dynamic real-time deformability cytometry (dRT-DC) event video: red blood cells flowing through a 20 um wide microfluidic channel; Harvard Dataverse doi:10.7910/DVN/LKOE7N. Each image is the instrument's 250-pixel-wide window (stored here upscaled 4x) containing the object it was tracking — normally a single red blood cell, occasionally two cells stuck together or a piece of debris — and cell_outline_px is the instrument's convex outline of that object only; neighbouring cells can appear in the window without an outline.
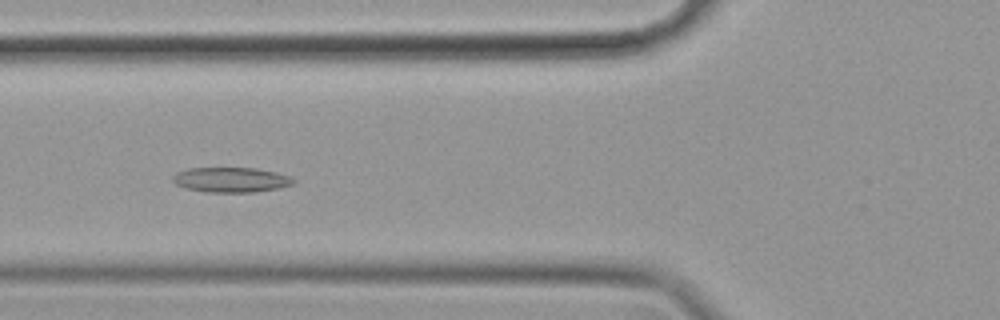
{"species": "common noctule bat (a hibernating species)", "species_latin": "Nyctalus noctula", "temperature_condition": "cold", "stored_images_in_passage": 51, "camera_frame_rate_fps": 3000, "um_per_image_px": 0.085, "animal": {"sex": "female", "body_mass_g": 19.9}, "frame": {"image": 1, "passage_image": 15, "time_ms": 4.667, "image_size_px": [1000, 320], "cell_outline_px": [[296, 180], [292, 184], [280, 188], [256, 192], [204, 192], [184, 188], [176, 184], [172, 180], [172, 176], [176, 172], [188, 168], [256, 168], [276, 172], [288, 176]], "centroid_in_image_um": [19.61, 15.28], "position_along_channel_um": 106.2, "area_um2": 17.69}}
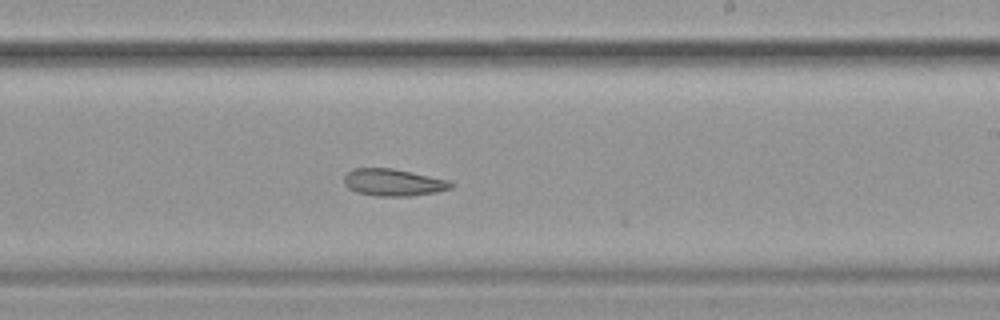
{"frame": {"image": 2, "passage_image": 28, "time_ms": 9.0, "image_size_px": [1000, 320], "cell_outline_px": [[452, 188], [436, 192], [412, 196], [376, 196], [356, 192], [348, 188], [344, 184], [344, 176], [352, 168], [392, 168], [448, 180], [452, 184]], "centroid_in_image_um": [33.39, 15.51], "position_along_channel_um": 255.6, "area_um2": 16.82}}
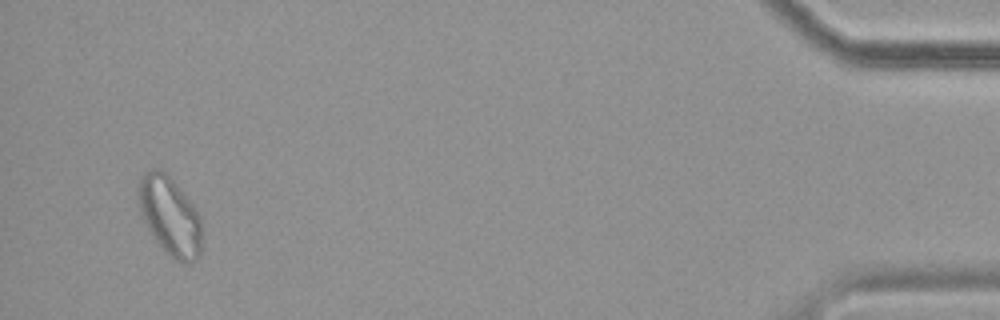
{"frame": {"image": 3, "passage_image": 49, "time_ms": 16.0, "image_size_px": [1000, 320], "cell_outline_px": [[200, 256], [196, 260], [188, 264], [184, 264], [176, 260], [160, 248], [148, 228], [140, 212], [140, 176], [144, 172], [152, 168], [160, 168], [180, 188], [200, 216]], "centroid_in_image_um": [14.44, 18.39], "position_along_channel_um": 420.8, "area_um2": 28.61}, "authors_computed_cell_mechanics": {"area_um2": 19.4786, "velocity_mm_per_s": 3.4562, "shape_relaxation_time_tau1_ms": null, "shape_relaxation_time_tau2_ms": 10.6602, "deformation_change_tau1": null, "deformation_change_tau2": 0.1867}}